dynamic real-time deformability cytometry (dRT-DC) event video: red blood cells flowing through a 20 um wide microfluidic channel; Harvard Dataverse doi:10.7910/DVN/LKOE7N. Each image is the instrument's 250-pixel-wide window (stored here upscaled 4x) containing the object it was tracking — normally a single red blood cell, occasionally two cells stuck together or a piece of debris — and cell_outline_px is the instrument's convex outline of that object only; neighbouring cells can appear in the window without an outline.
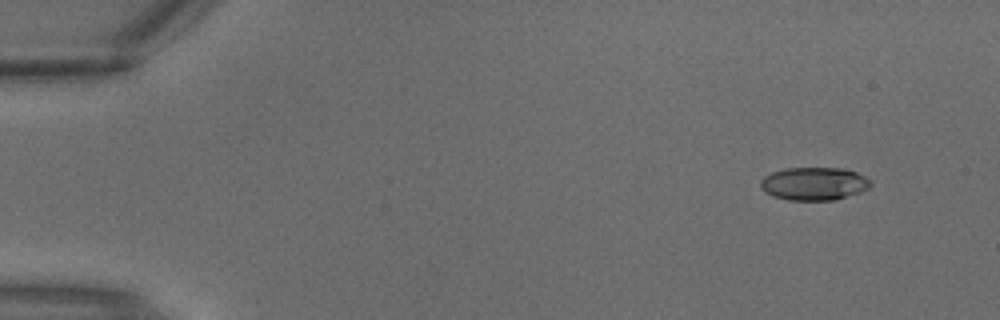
{"species": "common noctule bat (a hibernating species)", "species_latin": "Nyctalus noctula", "temperature_condition": "warm", "stored_images_in_passage": 2, "camera_frame_rate_fps": 3000, "um_per_image_px": 0.085, "animal": {"sex": "male", "body_mass_g": 18.8}, "frame": {"image": 1, "passage_image": 1, "time_ms": 0.0, "image_size_px": [1000, 320], "cell_outline_px": [[872, 184], [868, 188], [860, 192], [836, 200], [788, 200], [772, 196], [764, 192], [760, 188], [760, 180], [764, 176], [772, 172], [784, 168], [840, 168], [856, 172], [872, 180]], "centroid_in_image_um": [69.17, 15.62], "position_along_channel_um": 15.8, "area_um2": 21.39}}
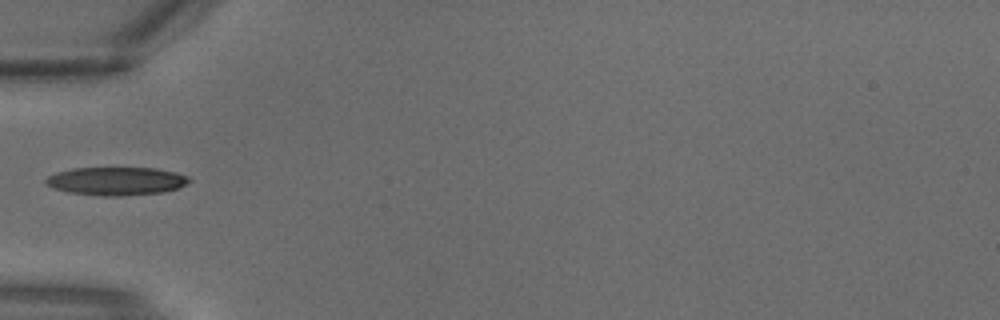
{"frame": {"image": 2, "passage_image": 2, "time_ms": 0.333, "image_size_px": [1000, 320], "cell_outline_px": [[192, 180], [180, 188], [164, 192], [120, 196], [104, 196], [68, 192], [52, 188], [44, 184], [44, 180], [48, 176], [56, 172], [72, 168], [156, 168], [176, 172], [188, 176]], "centroid_in_image_um": [9.89, 15.39], "position_along_channel_um": 75.1, "area_um2": 23.81}}